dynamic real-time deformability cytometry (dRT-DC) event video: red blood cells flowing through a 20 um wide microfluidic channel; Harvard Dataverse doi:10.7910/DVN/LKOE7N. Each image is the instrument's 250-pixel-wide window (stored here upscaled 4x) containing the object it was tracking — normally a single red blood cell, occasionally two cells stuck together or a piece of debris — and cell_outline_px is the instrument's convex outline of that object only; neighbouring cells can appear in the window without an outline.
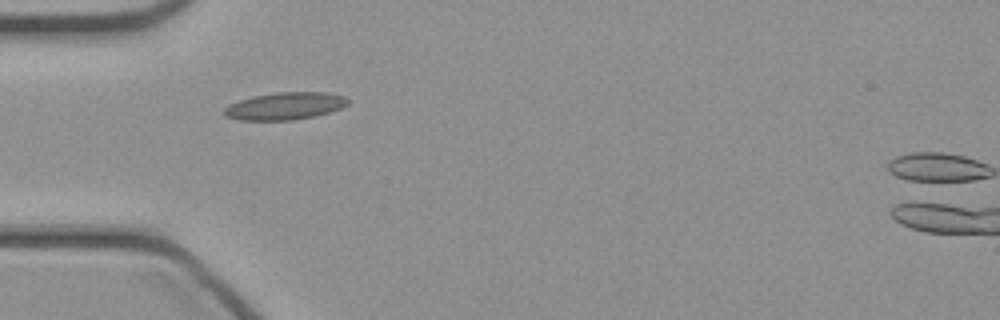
{"species": "common noctule bat (a hibernating species)", "species_latin": "Nyctalus noctula", "temperature_condition": "cold", "stored_images_in_passage": 34, "camera_frame_rate_fps": 3000, "um_per_image_px": 0.085, "animal": {"sex": "female", "body_mass_g": 21.9}, "frame": {"image": 1, "passage_image": 1, "time_ms": 0.0, "image_size_px": [1000, 320], "cell_outline_px": [[348, 104], [340, 108], [328, 112], [312, 116], [292, 120], [240, 120], [224, 116], [224, 108], [228, 104], [252, 96], [276, 92], [328, 92], [344, 96], [348, 100]], "centroid_in_image_um": [24.19, 9.0], "position_along_channel_um": 60.8, "area_um2": 19.65}}
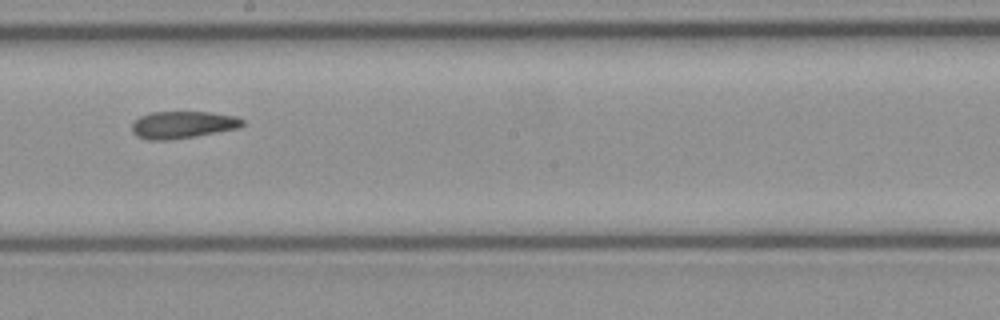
{"frame": {"image": 2, "passage_image": 13, "time_ms": 4.0, "image_size_px": [1000, 320], "cell_outline_px": [[244, 124], [240, 128], [196, 136], [168, 140], [148, 140], [136, 136], [132, 132], [132, 124], [140, 116], [152, 112], [208, 112], [236, 116], [244, 120]], "centroid_in_image_um": [15.54, 10.61], "position_along_channel_um": 232.7, "area_um2": 17.57}}
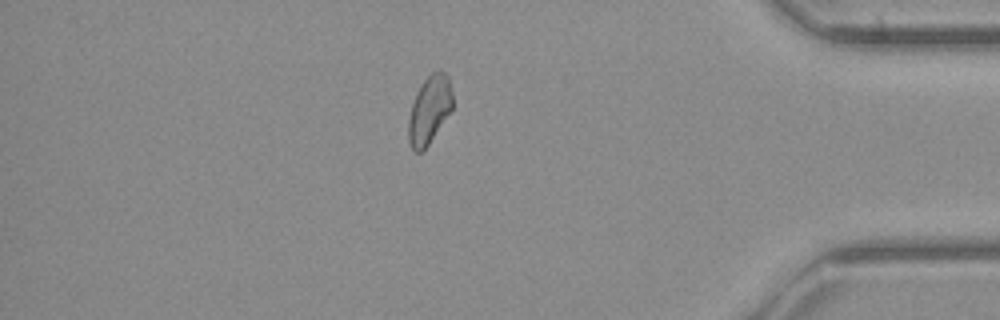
{"frame": {"image": 3, "passage_image": 27, "time_ms": 8.667, "image_size_px": [1000, 320], "cell_outline_px": [[452, 108], [428, 144], [420, 152], [412, 152], [408, 140], [408, 120], [412, 104], [416, 92], [424, 80], [436, 68], [444, 72], [448, 76], [452, 92]], "centroid_in_image_um": [36.48, 9.31], "position_along_channel_um": 398.7, "area_um2": 17.34}}